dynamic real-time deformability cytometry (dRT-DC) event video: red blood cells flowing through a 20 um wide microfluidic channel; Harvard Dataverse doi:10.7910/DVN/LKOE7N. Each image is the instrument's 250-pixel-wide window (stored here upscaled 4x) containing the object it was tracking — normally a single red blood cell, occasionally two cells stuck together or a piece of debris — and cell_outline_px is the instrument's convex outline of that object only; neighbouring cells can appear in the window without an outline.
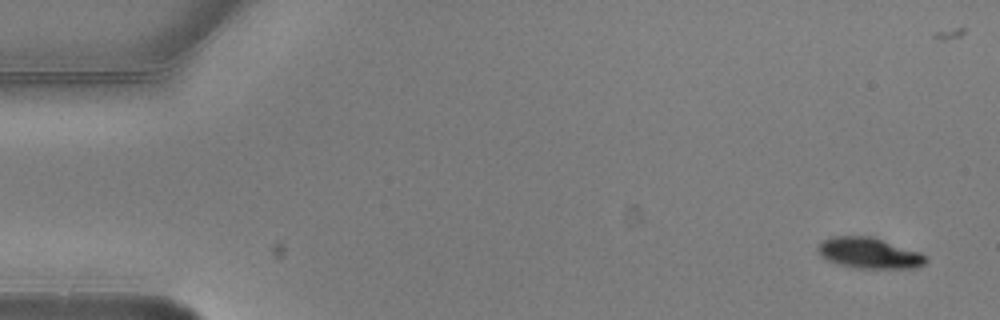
{"species": "common noctule bat (a hibernating species)", "species_latin": "Nyctalus noctula", "temperature_condition": "warm", "stored_images_in_passage": 3, "camera_frame_rate_fps": 3000, "um_per_image_px": 0.085, "animal": {"sex": "male", "body_mass_g": 20.5, "forearm_length_mm": 52.5}, "frame": {"image": 1, "passage_image": 1, "time_ms": 0.0, "image_size_px": [1000, 320], "cell_outline_px": [[928, 260], [924, 264], [916, 268], [856, 268], [840, 264], [828, 260], [820, 256], [816, 248], [824, 240], [832, 236], [872, 236], [920, 252]], "centroid_in_image_um": [73.88, 21.51], "position_along_channel_um": 11.1, "area_um2": 19.31}}